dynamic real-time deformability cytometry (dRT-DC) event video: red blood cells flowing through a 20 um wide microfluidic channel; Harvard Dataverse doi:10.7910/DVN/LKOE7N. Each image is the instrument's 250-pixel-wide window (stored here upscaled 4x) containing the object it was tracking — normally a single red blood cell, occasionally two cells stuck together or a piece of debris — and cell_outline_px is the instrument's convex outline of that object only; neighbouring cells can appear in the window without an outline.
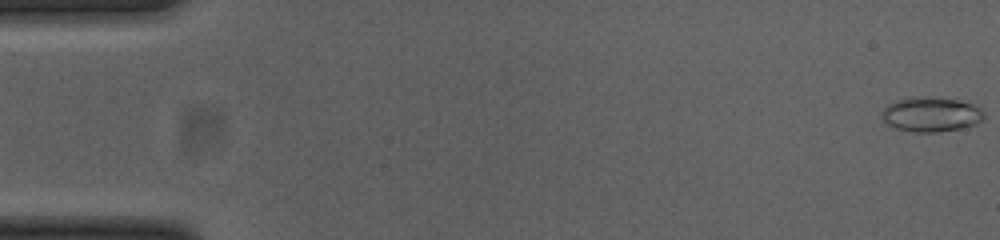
{"species": "common noctule bat (a hibernating species)", "species_latin": "Nyctalus noctula", "temperature_condition": "cold", "stored_images_in_passage": 53, "camera_frame_rate_fps": 3000, "um_per_image_px": 0.085, "animal": {"sex": "female", "body_mass_g": 23.0, "forearm_length_mm": 53.4}, "frame": {"image": 1, "passage_image": 1, "time_ms": 0.0, "image_size_px": [1000, 240], "cell_outline_px": [[984, 116], [976, 124], [960, 128], [936, 132], [912, 132], [896, 128], [888, 124], [884, 120], [884, 108], [888, 104], [896, 100], [920, 96], [924, 96], [956, 100], [972, 104], [980, 108], [984, 112]], "centroid_in_image_um": [79.15, 9.72], "position_along_channel_um": 5.9, "area_um2": 20.29}}
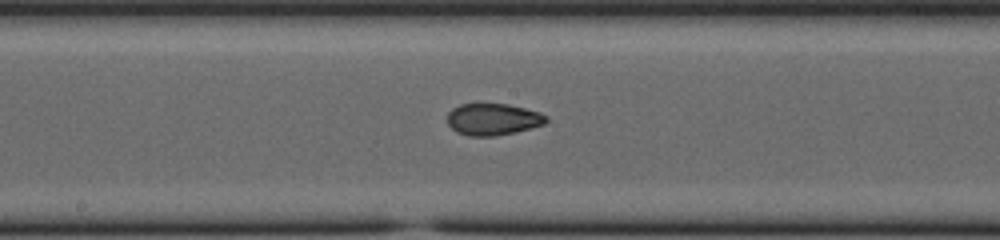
{"frame": {"image": 2, "passage_image": 28, "time_ms": 9.0, "image_size_px": [1000, 240], "cell_outline_px": [[548, 120], [544, 124], [532, 128], [516, 132], [496, 136], [468, 136], [456, 132], [448, 124], [448, 112], [452, 108], [460, 104], [476, 100], [480, 100], [508, 104], [540, 112], [548, 116]], "centroid_in_image_um": [41.87, 10.09], "position_along_channel_um": 206.3, "area_um2": 19.19}}
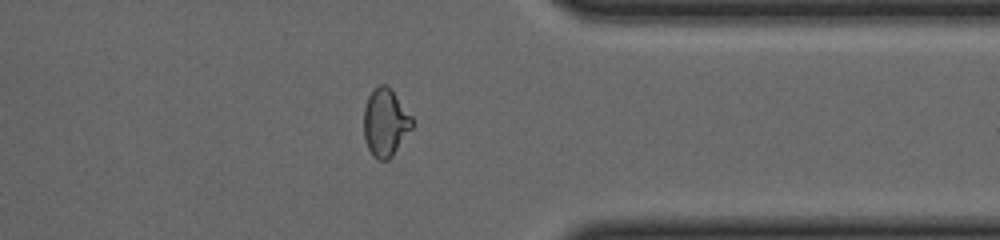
{"frame": {"image": 3, "passage_image": 42, "time_ms": 13.667, "image_size_px": [1000, 240], "cell_outline_px": [[412, 128], [392, 156], [388, 160], [376, 160], [372, 156], [368, 148], [364, 136], [364, 108], [368, 96], [380, 84], [388, 84], [412, 116]], "centroid_in_image_um": [32.75, 10.42], "position_along_channel_um": 378.6, "area_um2": 19.07}, "authors_computed_cell_mechanics": {"area_um2": 18.9006, "velocity_mm_per_s": 3.8793, "shape_relaxation_time_tau1_ms": null, "shape_relaxation_time_tau2_ms": 1.9418, "deformation_change_tau1": null, "deformation_change_tau2": 0.0713}}